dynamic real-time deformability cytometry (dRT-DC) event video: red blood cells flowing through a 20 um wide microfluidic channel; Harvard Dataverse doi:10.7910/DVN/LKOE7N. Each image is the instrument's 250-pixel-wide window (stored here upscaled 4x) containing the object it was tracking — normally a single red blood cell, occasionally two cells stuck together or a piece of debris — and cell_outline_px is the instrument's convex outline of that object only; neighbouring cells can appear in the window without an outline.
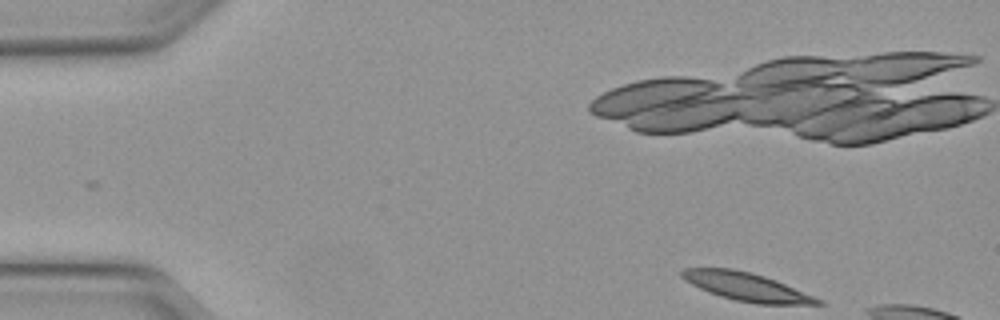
{"species": "Egyptian fruit bat (a non-hibernating species)", "species_latin": "Rousettus aegyptiacus", "temperature_condition": "warm", "stored_images_in_passage": 8, "camera_frame_rate_fps": 3000, "um_per_image_px": 0.085, "animal": {"sex": "female"}, "frame": {"image": 1, "passage_image": 1, "time_ms": 0.0, "image_size_px": [1000, 320], "cell_outline_px": [[828, 304], [756, 304], [736, 300], [720, 296], [708, 292], [684, 280], [680, 276], [680, 272], [684, 268], [732, 268], [764, 276], [776, 280], [816, 296], [824, 300]], "centroid_in_image_um": [63.5, 24.38], "position_along_channel_um": 21.5, "area_um2": 22.43}}